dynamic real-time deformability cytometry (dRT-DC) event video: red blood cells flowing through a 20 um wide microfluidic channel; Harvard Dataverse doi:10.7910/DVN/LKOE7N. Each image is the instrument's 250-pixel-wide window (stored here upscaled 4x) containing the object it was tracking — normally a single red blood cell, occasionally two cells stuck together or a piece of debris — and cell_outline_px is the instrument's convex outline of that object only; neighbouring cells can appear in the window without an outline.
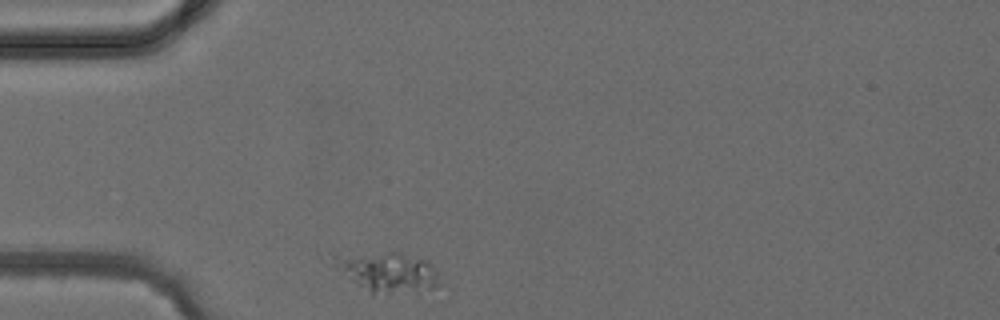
{"species": "common noctule bat (a hibernating species)", "species_latin": "Nyctalus noctula", "temperature_condition": "cold", "stored_images_in_passage": 1, "camera_frame_rate_fps": 3000, "um_per_image_px": 0.085, "animal": {"sex": "female", "body_mass_g": 24.6, "forearm_length_mm": 56.2}, "frame": {"image": 1, "passage_image": 1, "time_ms": 0.0, "image_size_px": [1000, 320], "cell_outline_px": [[440, 284], [432, 288], [388, 296], [372, 296], [352, 280], [348, 276], [344, 268], [344, 260], [384, 252], [400, 252], [424, 260], [432, 268]], "centroid_in_image_um": [33.21, 23.26], "position_along_channel_um": 51.8, "area_um2": 22.37}}